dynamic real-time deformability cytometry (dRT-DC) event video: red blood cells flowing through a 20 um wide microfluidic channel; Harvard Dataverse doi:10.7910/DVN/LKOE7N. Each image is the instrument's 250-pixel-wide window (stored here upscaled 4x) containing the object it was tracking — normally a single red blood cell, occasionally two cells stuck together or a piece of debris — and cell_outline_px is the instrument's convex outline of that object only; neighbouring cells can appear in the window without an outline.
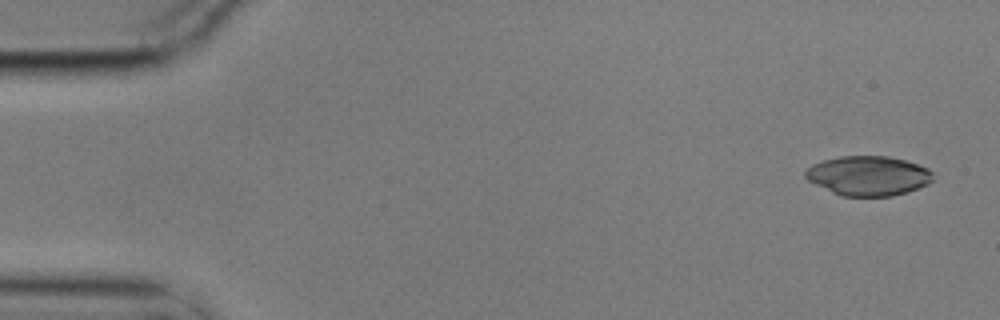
{"species": "common noctule bat (a hibernating species)", "species_latin": "Nyctalus noctula", "temperature_condition": "cold", "stored_images_in_passage": 5, "camera_frame_rate_fps": 3000, "um_per_image_px": 0.085, "animal": {"sex": "male", "body_mass_g": 17.9}, "frame": {"image": 1, "passage_image": 1, "time_ms": 0.0, "image_size_px": [1000, 320], "cell_outline_px": [[932, 180], [928, 184], [892, 196], [840, 196], [808, 180], [804, 176], [804, 172], [812, 164], [824, 160], [840, 156], [888, 156], [904, 160], [928, 168], [932, 172]], "centroid_in_image_um": [73.78, 14.93], "position_along_channel_um": 11.2, "area_um2": 29.19}}
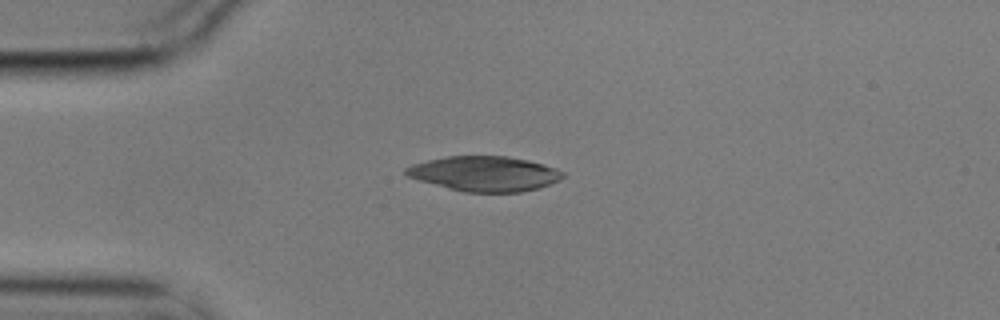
{"frame": {"image": 2, "passage_image": 4, "time_ms": 1.0, "image_size_px": [1000, 320], "cell_outline_px": [[564, 176], [560, 180], [540, 188], [520, 192], [464, 192], [448, 188], [420, 180], [408, 176], [404, 172], [404, 168], [412, 164], [428, 160], [448, 156], [508, 156], [528, 160], [544, 164], [556, 168], [564, 172]], "centroid_in_image_um": [41.22, 14.76], "position_along_channel_um": 43.8, "area_um2": 31.96}}